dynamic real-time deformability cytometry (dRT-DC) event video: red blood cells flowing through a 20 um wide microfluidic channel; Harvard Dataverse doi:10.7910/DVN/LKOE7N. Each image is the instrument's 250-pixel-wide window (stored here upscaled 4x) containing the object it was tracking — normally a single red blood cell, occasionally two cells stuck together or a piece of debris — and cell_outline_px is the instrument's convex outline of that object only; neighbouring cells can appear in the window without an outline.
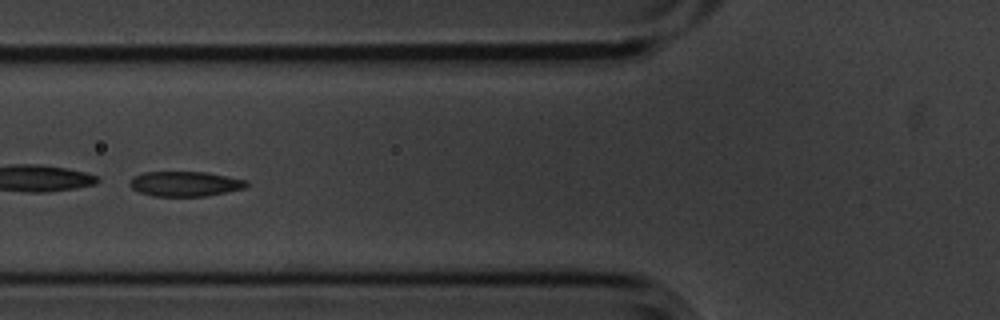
{"species": "common noctule bat (a hibernating species)", "species_latin": "Nyctalus noctula", "temperature_condition": "cold", "stored_images_in_passage": 55, "camera_frame_rate_fps": 3000, "um_per_image_px": 0.085, "animal": {"sex": "male", "body_mass_g": 20.1, "forearm_length_mm": 53.5}, "frame": {"image": 1, "passage_image": 21, "time_ms": 6.667, "image_size_px": [1000, 320], "cell_outline_px": [[248, 184], [244, 188], [204, 196], [152, 196], [140, 192], [132, 188], [128, 184], [128, 180], [132, 176], [144, 172], [208, 172], [248, 180]], "centroid_in_image_um": [15.69, 15.61], "position_along_channel_um": 110.1, "area_um2": 17.05}}
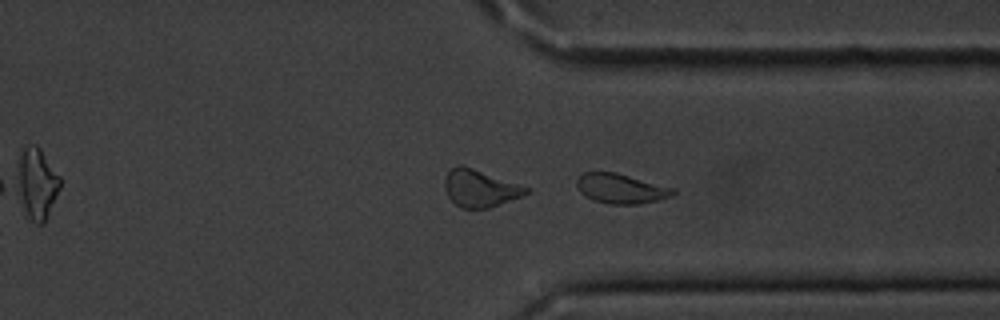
{"frame": {"image": 2, "passage_image": 42, "time_ms": 13.667, "image_size_px": [1000, 320], "cell_outline_px": [[676, 192], [660, 200], [640, 204], [608, 204], [592, 200], [584, 196], [580, 192], [576, 184], [576, 180], [584, 172], [616, 172], [676, 188]], "centroid_in_image_um": [52.78, 16.03], "position_along_channel_um": 358.6, "area_um2": 16.88}, "authors_computed_cell_mechanics": {"area_um2": 18.7272, "velocity_mm_per_s": 3.5478, "shape_relaxation_time_tau1_ms": 3.4245, "shape_relaxation_time_tau2_ms": 1.8629, "deformation_change_tau1": 0.1182, "deformation_change_tau2": 0.0722}}